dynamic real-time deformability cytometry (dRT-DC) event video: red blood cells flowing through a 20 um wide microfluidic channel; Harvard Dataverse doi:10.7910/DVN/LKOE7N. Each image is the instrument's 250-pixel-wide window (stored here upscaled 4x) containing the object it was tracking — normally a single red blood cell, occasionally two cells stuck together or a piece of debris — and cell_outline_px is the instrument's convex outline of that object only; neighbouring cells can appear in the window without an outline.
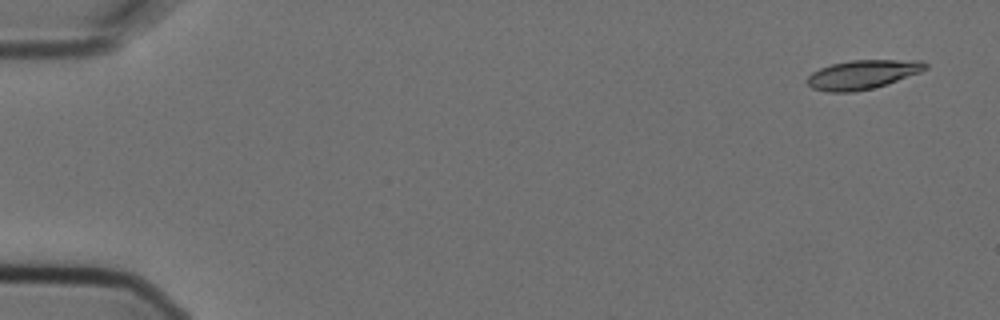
{"species": "Egyptian fruit bat (a non-hibernating species)", "species_latin": "Rousettus aegyptiacus", "temperature_condition": "cold", "stored_images_in_passage": 4, "camera_frame_rate_fps": 3000, "um_per_image_px": 0.085, "animal": {"sex": "female"}, "frame": {"image": 1, "passage_image": 1, "time_ms": 0.0, "image_size_px": [1000, 320], "cell_outline_px": [[928, 68], [920, 72], [872, 88], [852, 92], [828, 92], [812, 88], [808, 84], [808, 76], [812, 72], [820, 68], [832, 64], [852, 60], [920, 60], [928, 64]], "centroid_in_image_um": [73.31, 6.32], "position_along_channel_um": 11.7, "area_um2": 19.71}}
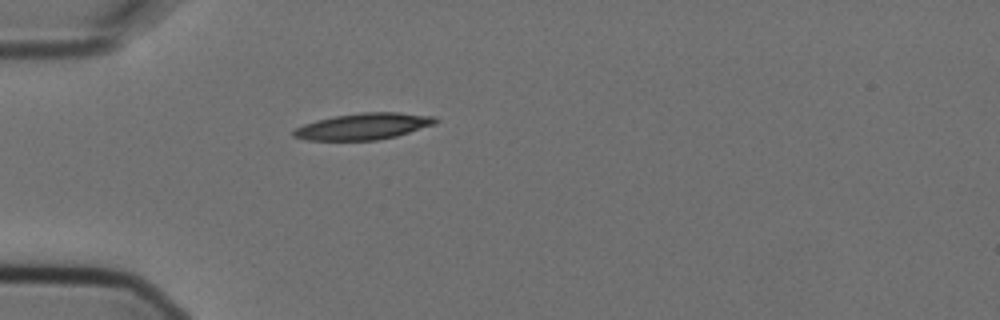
{"frame": {"image": 2, "passage_image": 4, "time_ms": 1.0, "image_size_px": [1000, 320], "cell_outline_px": [[440, 120], [436, 124], [396, 136], [376, 140], [304, 140], [292, 136], [292, 132], [296, 128], [304, 124], [316, 120], [336, 116], [360, 112], [396, 112], [436, 116]], "centroid_in_image_um": [30.92, 10.73], "position_along_channel_um": 54.1, "area_um2": 21.91}}